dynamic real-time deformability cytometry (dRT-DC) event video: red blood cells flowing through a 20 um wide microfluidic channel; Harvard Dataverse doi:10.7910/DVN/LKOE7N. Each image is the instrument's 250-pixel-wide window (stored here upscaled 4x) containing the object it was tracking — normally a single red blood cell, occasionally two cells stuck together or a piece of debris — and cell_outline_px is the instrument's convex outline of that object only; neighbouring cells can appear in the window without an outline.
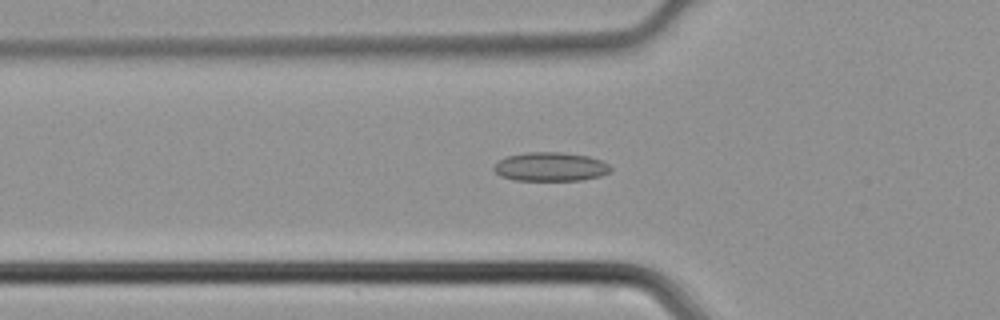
{"species": "common noctule bat (a hibernating species)", "species_latin": "Nyctalus noctula", "temperature_condition": "cold", "stored_images_in_passage": 44, "camera_frame_rate_fps": 3000, "um_per_image_px": 0.085, "animal": {"sex": "male", "body_mass_g": 21.5, "forearm_length_mm": 52.0}, "frame": {"image": 1, "passage_image": 13, "time_ms": 4.0, "image_size_px": [1000, 320], "cell_outline_px": [[612, 168], [608, 172], [600, 176], [580, 180], [516, 180], [500, 176], [492, 168], [500, 160], [508, 156], [524, 152], [560, 152], [588, 156], [600, 160], [608, 164]], "centroid_in_image_um": [46.78, 14.17], "position_along_channel_um": 79.0, "area_um2": 19.48}}
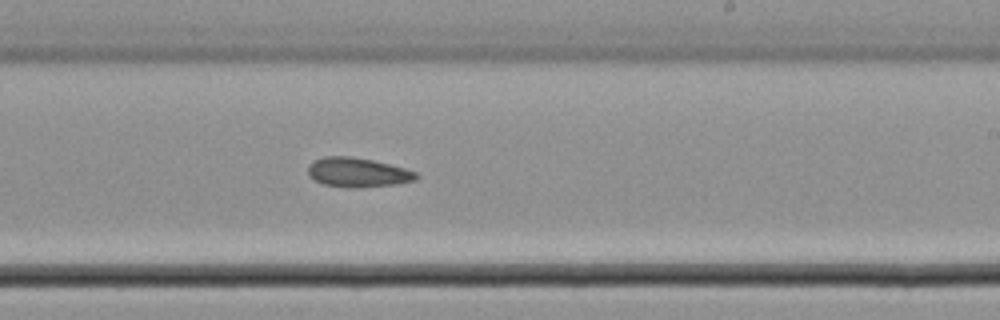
{"frame": {"image": 2, "passage_image": 25, "time_ms": 8.0, "image_size_px": [1000, 320], "cell_outline_px": [[420, 176], [416, 180], [396, 184], [324, 184], [308, 176], [308, 164], [312, 160], [324, 156], [352, 156], [372, 160], [404, 168], [416, 172]], "centroid_in_image_um": [30.38, 14.58], "position_along_channel_um": 258.6, "area_um2": 17.51}}
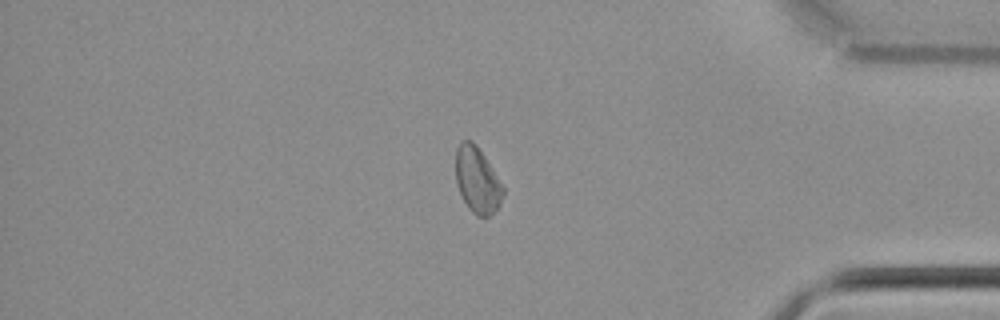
{"frame": {"image": 3, "passage_image": 36, "time_ms": 11.667, "image_size_px": [1000, 320], "cell_outline_px": [[504, 192], [500, 204], [488, 216], [476, 216], [468, 208], [456, 184], [456, 148], [464, 140], [472, 140], [476, 144], [484, 156], [504, 188]], "centroid_in_image_um": [40.55, 15.31], "position_along_channel_um": 394.6, "area_um2": 17.86}}